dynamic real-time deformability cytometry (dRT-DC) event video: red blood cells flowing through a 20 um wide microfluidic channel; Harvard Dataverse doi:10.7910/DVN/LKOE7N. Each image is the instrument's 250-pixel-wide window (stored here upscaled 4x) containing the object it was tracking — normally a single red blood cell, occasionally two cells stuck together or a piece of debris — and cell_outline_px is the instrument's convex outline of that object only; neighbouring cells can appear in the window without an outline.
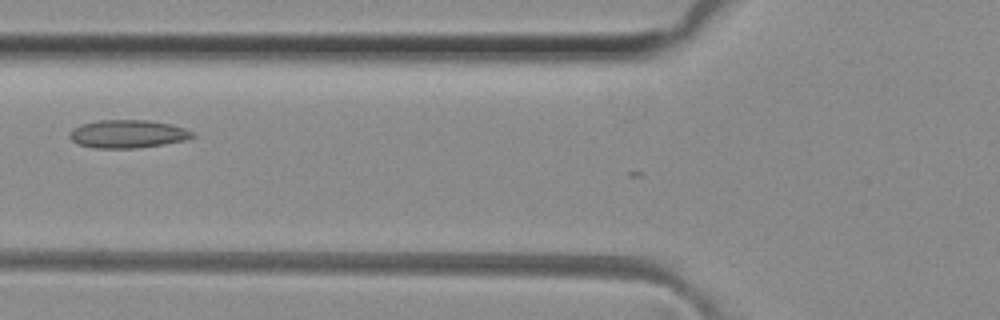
{"species": "common noctule bat (a hibernating species)", "species_latin": "Nyctalus noctula", "temperature_condition": "room temperature", "stored_images_in_passage": 7, "camera_frame_rate_fps": 3000, "um_per_image_px": 0.085, "animal": {"sex": "female", "body_mass_g": 29.2, "forearm_length_mm": 56.3}, "frame": {"image": 1, "passage_image": 3, "time_ms": 0.667, "image_size_px": [1000, 320], "cell_outline_px": [[196, 136], [188, 140], [164, 144], [136, 148], [96, 148], [80, 144], [72, 140], [68, 136], [68, 132], [72, 128], [80, 124], [96, 120], [148, 120], [172, 124], [196, 132]], "centroid_in_image_um": [10.88, 11.37], "position_along_channel_um": 114.9, "area_um2": 20.4}}
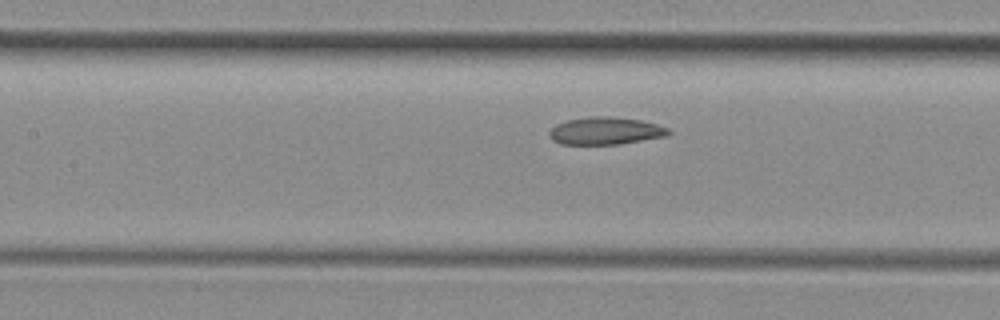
{"frame": {"image": 2, "passage_image": 6, "time_ms": 1.667, "image_size_px": [1000, 320], "cell_outline_px": [[672, 132], [664, 136], [620, 144], [560, 144], [552, 140], [548, 136], [548, 132], [556, 124], [568, 120], [592, 116], [608, 116], [640, 120], [656, 124], [668, 128]], "centroid_in_image_um": [51.42, 11.12], "position_along_channel_um": 156.0, "area_um2": 18.96}}